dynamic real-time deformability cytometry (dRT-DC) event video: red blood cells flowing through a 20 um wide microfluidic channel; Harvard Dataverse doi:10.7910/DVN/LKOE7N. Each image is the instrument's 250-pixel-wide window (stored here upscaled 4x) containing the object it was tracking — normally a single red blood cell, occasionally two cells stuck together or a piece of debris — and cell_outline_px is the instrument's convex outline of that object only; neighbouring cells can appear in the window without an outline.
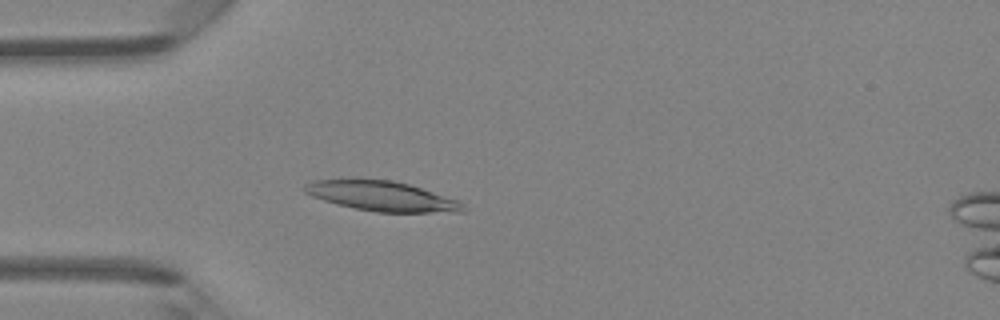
{"species": "Egyptian fruit bat (a non-hibernating species)", "species_latin": "Rousettus aegyptiacus", "temperature_condition": "room temperature", "stored_images_in_passage": 47, "camera_frame_rate_fps": 3000, "um_per_image_px": 0.085, "animal": {"sex": "female"}, "frame": {"image": 1, "passage_image": 13, "time_ms": 4.0, "image_size_px": [1000, 320], "cell_outline_px": [[468, 208], [464, 212], [376, 212], [336, 204], [312, 196], [304, 192], [300, 188], [304, 184], [312, 180], [392, 180], [408, 184], [460, 200]], "centroid_in_image_um": [32.49, 16.68], "position_along_channel_um": 52.5, "area_um2": 27.46}}
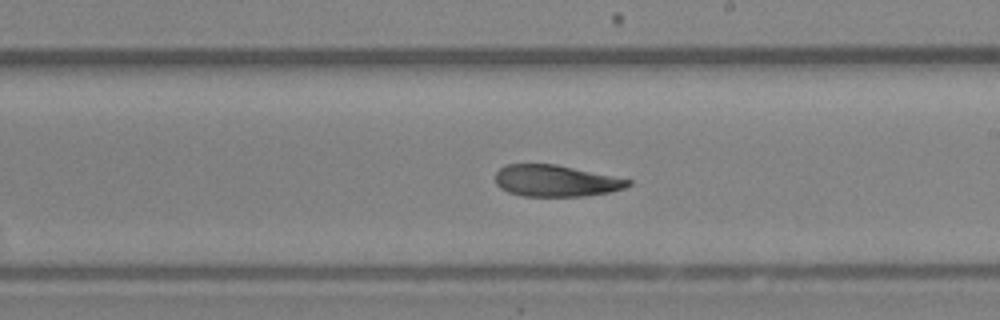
{"frame": {"image": 2, "passage_image": 27, "time_ms": 8.667, "image_size_px": [1000, 320], "cell_outline_px": [[632, 184], [624, 188], [608, 192], [584, 196], [520, 196], [508, 192], [500, 188], [496, 184], [496, 172], [500, 168], [508, 164], [556, 164], [632, 180]], "centroid_in_image_um": [47.22, 15.37], "position_along_channel_um": 241.8, "area_um2": 24.33}}
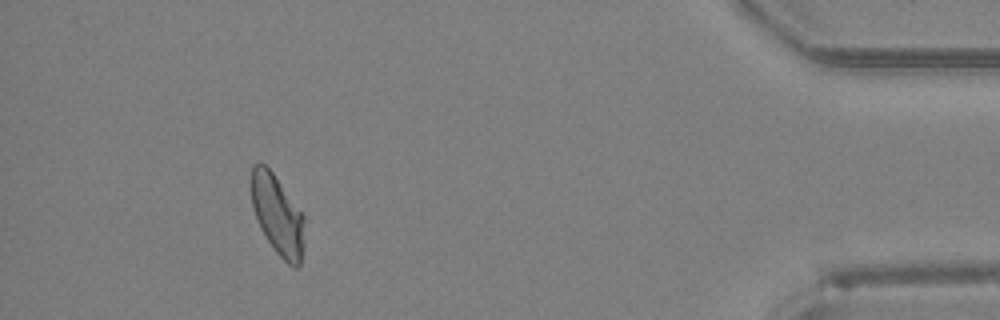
{"frame": {"image": 3, "passage_image": 43, "time_ms": 14.0, "image_size_px": [1000, 320], "cell_outline_px": [[304, 244], [300, 268], [292, 268], [276, 252], [260, 228], [252, 208], [252, 164], [264, 164], [272, 172], [304, 216]], "centroid_in_image_um": [23.61, 18.34], "position_along_channel_um": 411.6, "area_um2": 24.51}}